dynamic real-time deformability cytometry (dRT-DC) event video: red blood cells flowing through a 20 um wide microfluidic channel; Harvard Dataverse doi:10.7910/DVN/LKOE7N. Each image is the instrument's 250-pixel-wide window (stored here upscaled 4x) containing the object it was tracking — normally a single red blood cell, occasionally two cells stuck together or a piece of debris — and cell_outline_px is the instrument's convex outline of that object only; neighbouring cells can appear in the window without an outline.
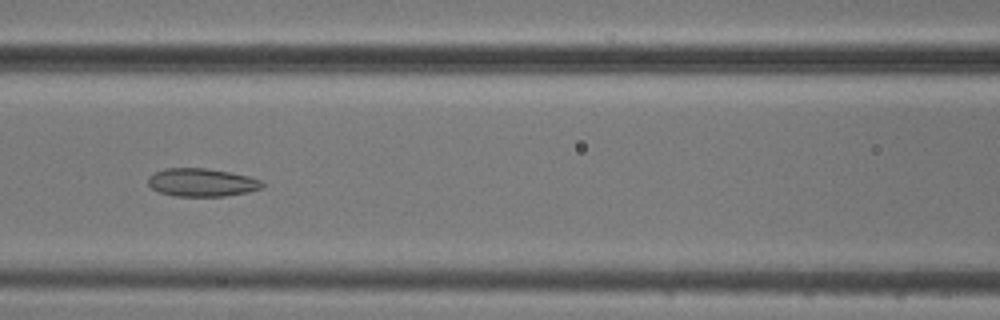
{"species": "common noctule bat (a hibernating species)", "species_latin": "Nyctalus noctula", "temperature_condition": "cold", "stored_images_in_passage": 9, "camera_frame_rate_fps": 3000, "um_per_image_px": 0.085, "animal": {"sex": "male", "body_mass_g": 20.5, "forearm_length_mm": 52.5}, "frame": {"image": 1, "passage_image": 7, "time_ms": 7.0, "image_size_px": [1000, 320], "cell_outline_px": [[264, 188], [248, 192], [224, 196], [176, 196], [160, 192], [152, 188], [148, 184], [148, 176], [152, 172], [164, 168], [204, 168], [228, 172], [248, 176], [260, 180], [264, 184]], "centroid_in_image_um": [17.13, 15.5], "position_along_channel_um": 149.5, "area_um2": 18.73}}
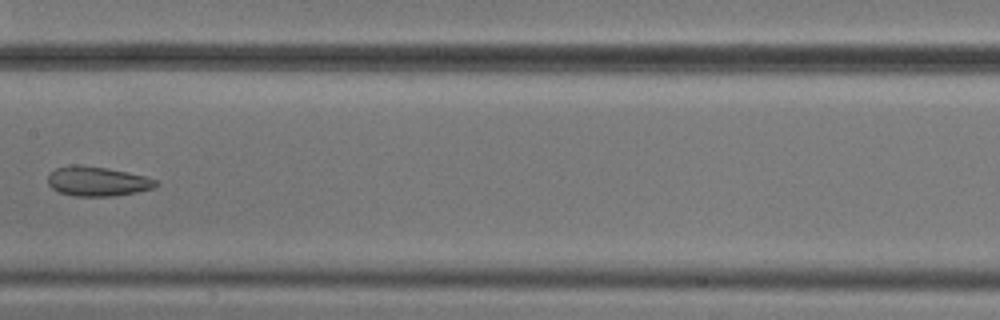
{"frame": {"image": 2, "passage_image": 8, "time_ms": 8.333, "image_size_px": [1000, 320], "cell_outline_px": [[160, 184], [156, 188], [136, 192], [112, 196], [76, 196], [60, 192], [52, 188], [48, 184], [48, 176], [56, 168], [108, 168], [144, 176], [156, 180]], "centroid_in_image_um": [8.37, 15.47], "position_along_channel_um": 199.0, "area_um2": 17.74}}
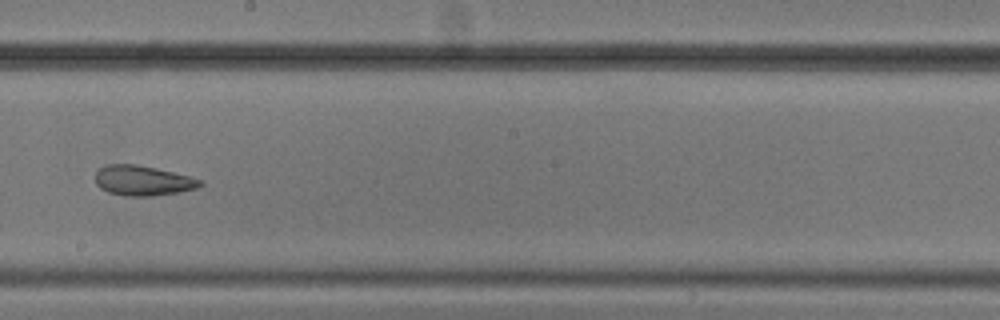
{"frame": {"image": 3, "passage_image": 9, "time_ms": 9.333, "image_size_px": [1000, 320], "cell_outline_px": [[204, 184], [200, 188], [180, 192], [152, 196], [124, 196], [108, 192], [100, 188], [96, 184], [96, 172], [100, 168], [108, 164], [136, 164], [156, 168], [192, 176], [204, 180]], "centroid_in_image_um": [12.21, 15.35], "position_along_channel_um": 236.0, "area_um2": 18.67}}